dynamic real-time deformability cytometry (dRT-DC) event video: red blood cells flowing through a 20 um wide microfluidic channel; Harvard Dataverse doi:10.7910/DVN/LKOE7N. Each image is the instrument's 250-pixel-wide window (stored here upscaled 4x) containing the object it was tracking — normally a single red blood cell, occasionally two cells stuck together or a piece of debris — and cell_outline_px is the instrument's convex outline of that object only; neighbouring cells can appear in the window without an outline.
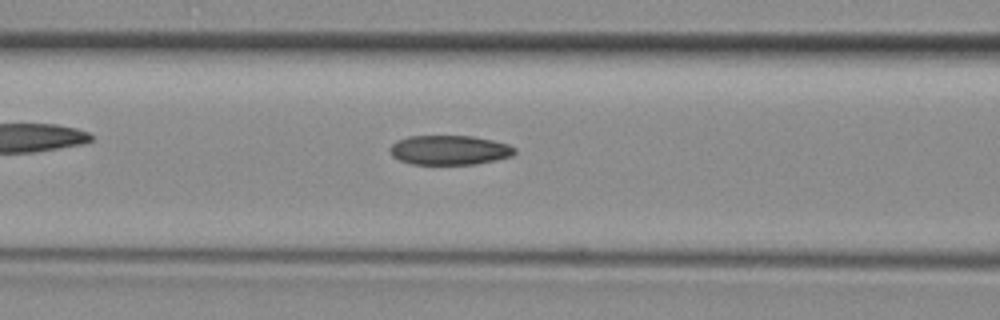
{"species": "common noctule bat (a hibernating species)", "species_latin": "Nyctalus noctula", "temperature_condition": "room temperature", "stored_images_in_passage": 23, "camera_frame_rate_fps": 3000, "um_per_image_px": 0.085, "animal": {"sex": "female", "body_mass_g": 29.2, "forearm_length_mm": 56.3}, "frame": {"image": 1, "passage_image": 19, "time_ms": 6.0, "image_size_px": [1000, 320], "cell_outline_px": [[516, 152], [512, 156], [496, 160], [476, 164], [412, 164], [400, 160], [392, 156], [388, 148], [396, 140], [408, 136], [472, 136], [492, 140], [508, 144], [516, 148]], "centroid_in_image_um": [38.19, 12.75], "position_along_channel_um": 128.4, "area_um2": 21.56}}
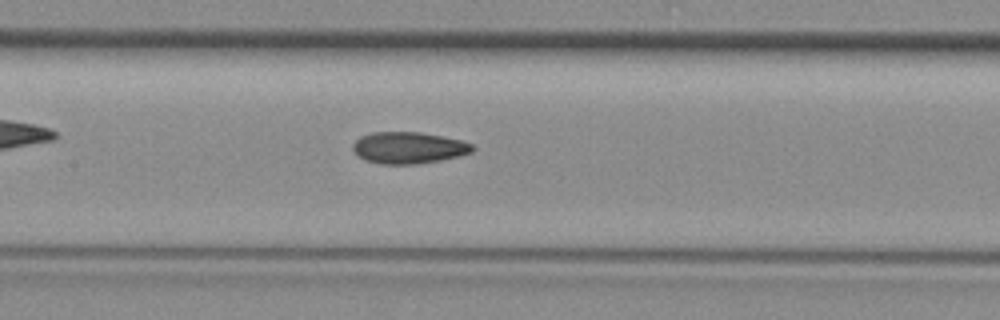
{"frame": {"image": 2, "passage_image": 22, "time_ms": 7.0, "image_size_px": [1000, 320], "cell_outline_px": [[476, 148], [472, 152], [460, 156], [440, 160], [416, 164], [380, 164], [364, 160], [352, 148], [352, 144], [360, 136], [372, 132], [420, 132], [460, 140], [472, 144]], "centroid_in_image_um": [34.73, 12.56], "position_along_channel_um": 172.7, "area_um2": 22.02}}